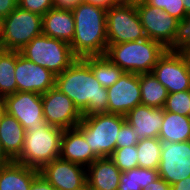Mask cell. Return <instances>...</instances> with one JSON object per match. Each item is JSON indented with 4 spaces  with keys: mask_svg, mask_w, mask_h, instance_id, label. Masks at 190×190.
Returning a JSON list of instances; mask_svg holds the SVG:
<instances>
[{
    "mask_svg": "<svg viewBox=\"0 0 190 190\" xmlns=\"http://www.w3.org/2000/svg\"><path fill=\"white\" fill-rule=\"evenodd\" d=\"M158 177V169L138 167L121 172L117 190H143Z\"/></svg>",
    "mask_w": 190,
    "mask_h": 190,
    "instance_id": "4316f807",
    "label": "cell"
},
{
    "mask_svg": "<svg viewBox=\"0 0 190 190\" xmlns=\"http://www.w3.org/2000/svg\"><path fill=\"white\" fill-rule=\"evenodd\" d=\"M167 49L158 41L145 38L119 44H108L105 56L124 72L151 73Z\"/></svg>",
    "mask_w": 190,
    "mask_h": 190,
    "instance_id": "3957f363",
    "label": "cell"
},
{
    "mask_svg": "<svg viewBox=\"0 0 190 190\" xmlns=\"http://www.w3.org/2000/svg\"><path fill=\"white\" fill-rule=\"evenodd\" d=\"M164 108L137 105L126 115V122L137 132L139 140L158 138L163 123Z\"/></svg>",
    "mask_w": 190,
    "mask_h": 190,
    "instance_id": "e0dca14e",
    "label": "cell"
},
{
    "mask_svg": "<svg viewBox=\"0 0 190 190\" xmlns=\"http://www.w3.org/2000/svg\"><path fill=\"white\" fill-rule=\"evenodd\" d=\"M143 190H172L171 185L164 179L158 177L153 182L149 183Z\"/></svg>",
    "mask_w": 190,
    "mask_h": 190,
    "instance_id": "8d00e7d4",
    "label": "cell"
},
{
    "mask_svg": "<svg viewBox=\"0 0 190 190\" xmlns=\"http://www.w3.org/2000/svg\"><path fill=\"white\" fill-rule=\"evenodd\" d=\"M83 0H54L55 7L72 9Z\"/></svg>",
    "mask_w": 190,
    "mask_h": 190,
    "instance_id": "74e56055",
    "label": "cell"
},
{
    "mask_svg": "<svg viewBox=\"0 0 190 190\" xmlns=\"http://www.w3.org/2000/svg\"><path fill=\"white\" fill-rule=\"evenodd\" d=\"M190 45V14L178 23L177 33L174 42L167 48L172 52H181Z\"/></svg>",
    "mask_w": 190,
    "mask_h": 190,
    "instance_id": "4dcf8cb0",
    "label": "cell"
},
{
    "mask_svg": "<svg viewBox=\"0 0 190 190\" xmlns=\"http://www.w3.org/2000/svg\"><path fill=\"white\" fill-rule=\"evenodd\" d=\"M75 20L70 8L53 7L42 16V33L48 37L71 43Z\"/></svg>",
    "mask_w": 190,
    "mask_h": 190,
    "instance_id": "d6986e66",
    "label": "cell"
},
{
    "mask_svg": "<svg viewBox=\"0 0 190 190\" xmlns=\"http://www.w3.org/2000/svg\"><path fill=\"white\" fill-rule=\"evenodd\" d=\"M60 158L88 167L98 157L92 152L83 136V130L77 125L63 131Z\"/></svg>",
    "mask_w": 190,
    "mask_h": 190,
    "instance_id": "ac0fdd59",
    "label": "cell"
},
{
    "mask_svg": "<svg viewBox=\"0 0 190 190\" xmlns=\"http://www.w3.org/2000/svg\"><path fill=\"white\" fill-rule=\"evenodd\" d=\"M164 110L188 116L190 113V90L169 93Z\"/></svg>",
    "mask_w": 190,
    "mask_h": 190,
    "instance_id": "f546056e",
    "label": "cell"
},
{
    "mask_svg": "<svg viewBox=\"0 0 190 190\" xmlns=\"http://www.w3.org/2000/svg\"><path fill=\"white\" fill-rule=\"evenodd\" d=\"M181 53L184 55L185 59L187 60L190 69V45H188L185 49H183Z\"/></svg>",
    "mask_w": 190,
    "mask_h": 190,
    "instance_id": "b9f144b4",
    "label": "cell"
},
{
    "mask_svg": "<svg viewBox=\"0 0 190 190\" xmlns=\"http://www.w3.org/2000/svg\"><path fill=\"white\" fill-rule=\"evenodd\" d=\"M116 4L120 3H135L137 0H113Z\"/></svg>",
    "mask_w": 190,
    "mask_h": 190,
    "instance_id": "f6af8a7d",
    "label": "cell"
},
{
    "mask_svg": "<svg viewBox=\"0 0 190 190\" xmlns=\"http://www.w3.org/2000/svg\"><path fill=\"white\" fill-rule=\"evenodd\" d=\"M40 34L42 16L19 6L0 21V43L5 50L20 51Z\"/></svg>",
    "mask_w": 190,
    "mask_h": 190,
    "instance_id": "52a82bcc",
    "label": "cell"
},
{
    "mask_svg": "<svg viewBox=\"0 0 190 190\" xmlns=\"http://www.w3.org/2000/svg\"><path fill=\"white\" fill-rule=\"evenodd\" d=\"M137 147L126 146L116 148L110 155V159L119 168L121 172H125L134 168H138Z\"/></svg>",
    "mask_w": 190,
    "mask_h": 190,
    "instance_id": "f1b7e54d",
    "label": "cell"
},
{
    "mask_svg": "<svg viewBox=\"0 0 190 190\" xmlns=\"http://www.w3.org/2000/svg\"><path fill=\"white\" fill-rule=\"evenodd\" d=\"M30 190H56L42 174H38L30 187Z\"/></svg>",
    "mask_w": 190,
    "mask_h": 190,
    "instance_id": "e575fe53",
    "label": "cell"
},
{
    "mask_svg": "<svg viewBox=\"0 0 190 190\" xmlns=\"http://www.w3.org/2000/svg\"><path fill=\"white\" fill-rule=\"evenodd\" d=\"M163 142L159 138H145L137 143L138 167L158 169Z\"/></svg>",
    "mask_w": 190,
    "mask_h": 190,
    "instance_id": "83f0119b",
    "label": "cell"
},
{
    "mask_svg": "<svg viewBox=\"0 0 190 190\" xmlns=\"http://www.w3.org/2000/svg\"><path fill=\"white\" fill-rule=\"evenodd\" d=\"M4 99L6 112L16 118L25 131H36L46 124L43 116L42 94L17 91Z\"/></svg>",
    "mask_w": 190,
    "mask_h": 190,
    "instance_id": "7c38bea8",
    "label": "cell"
},
{
    "mask_svg": "<svg viewBox=\"0 0 190 190\" xmlns=\"http://www.w3.org/2000/svg\"><path fill=\"white\" fill-rule=\"evenodd\" d=\"M146 4L164 10L171 17L181 21L187 15L183 0H143Z\"/></svg>",
    "mask_w": 190,
    "mask_h": 190,
    "instance_id": "1f68e13d",
    "label": "cell"
},
{
    "mask_svg": "<svg viewBox=\"0 0 190 190\" xmlns=\"http://www.w3.org/2000/svg\"><path fill=\"white\" fill-rule=\"evenodd\" d=\"M17 51L0 50V97L12 95L17 92L15 79V65Z\"/></svg>",
    "mask_w": 190,
    "mask_h": 190,
    "instance_id": "484cf974",
    "label": "cell"
},
{
    "mask_svg": "<svg viewBox=\"0 0 190 190\" xmlns=\"http://www.w3.org/2000/svg\"><path fill=\"white\" fill-rule=\"evenodd\" d=\"M136 10L146 37L160 42L167 49L174 42L179 20L143 0L136 1Z\"/></svg>",
    "mask_w": 190,
    "mask_h": 190,
    "instance_id": "9c48e42d",
    "label": "cell"
},
{
    "mask_svg": "<svg viewBox=\"0 0 190 190\" xmlns=\"http://www.w3.org/2000/svg\"><path fill=\"white\" fill-rule=\"evenodd\" d=\"M87 188L90 190H117L121 171L110 157L97 158L86 169Z\"/></svg>",
    "mask_w": 190,
    "mask_h": 190,
    "instance_id": "ffe728a7",
    "label": "cell"
},
{
    "mask_svg": "<svg viewBox=\"0 0 190 190\" xmlns=\"http://www.w3.org/2000/svg\"><path fill=\"white\" fill-rule=\"evenodd\" d=\"M126 122L121 114L102 113L82 116L78 126L92 152L98 158L110 157L116 149V138Z\"/></svg>",
    "mask_w": 190,
    "mask_h": 190,
    "instance_id": "5b68a950",
    "label": "cell"
},
{
    "mask_svg": "<svg viewBox=\"0 0 190 190\" xmlns=\"http://www.w3.org/2000/svg\"><path fill=\"white\" fill-rule=\"evenodd\" d=\"M83 2L90 3L96 6L108 9L112 5L116 4L113 0H83Z\"/></svg>",
    "mask_w": 190,
    "mask_h": 190,
    "instance_id": "ab89813d",
    "label": "cell"
},
{
    "mask_svg": "<svg viewBox=\"0 0 190 190\" xmlns=\"http://www.w3.org/2000/svg\"><path fill=\"white\" fill-rule=\"evenodd\" d=\"M141 104L153 108H164L168 90L153 73L140 74Z\"/></svg>",
    "mask_w": 190,
    "mask_h": 190,
    "instance_id": "d4e9b609",
    "label": "cell"
},
{
    "mask_svg": "<svg viewBox=\"0 0 190 190\" xmlns=\"http://www.w3.org/2000/svg\"><path fill=\"white\" fill-rule=\"evenodd\" d=\"M18 6L41 16L55 7L54 0H18Z\"/></svg>",
    "mask_w": 190,
    "mask_h": 190,
    "instance_id": "d6a6232c",
    "label": "cell"
},
{
    "mask_svg": "<svg viewBox=\"0 0 190 190\" xmlns=\"http://www.w3.org/2000/svg\"><path fill=\"white\" fill-rule=\"evenodd\" d=\"M83 167L59 157L39 171L56 190H84L87 188V170Z\"/></svg>",
    "mask_w": 190,
    "mask_h": 190,
    "instance_id": "5bb4252c",
    "label": "cell"
},
{
    "mask_svg": "<svg viewBox=\"0 0 190 190\" xmlns=\"http://www.w3.org/2000/svg\"><path fill=\"white\" fill-rule=\"evenodd\" d=\"M158 138L162 142L190 141V117L164 110Z\"/></svg>",
    "mask_w": 190,
    "mask_h": 190,
    "instance_id": "603a6c76",
    "label": "cell"
},
{
    "mask_svg": "<svg viewBox=\"0 0 190 190\" xmlns=\"http://www.w3.org/2000/svg\"><path fill=\"white\" fill-rule=\"evenodd\" d=\"M158 175L170 185L190 176V141L163 142Z\"/></svg>",
    "mask_w": 190,
    "mask_h": 190,
    "instance_id": "4fadbf2b",
    "label": "cell"
},
{
    "mask_svg": "<svg viewBox=\"0 0 190 190\" xmlns=\"http://www.w3.org/2000/svg\"><path fill=\"white\" fill-rule=\"evenodd\" d=\"M10 162H11V160L4 153L1 143H0V167L5 166V165L9 164Z\"/></svg>",
    "mask_w": 190,
    "mask_h": 190,
    "instance_id": "60d3db41",
    "label": "cell"
},
{
    "mask_svg": "<svg viewBox=\"0 0 190 190\" xmlns=\"http://www.w3.org/2000/svg\"><path fill=\"white\" fill-rule=\"evenodd\" d=\"M71 10L75 20L74 38L70 43L73 54L77 58L105 55L107 9L82 1Z\"/></svg>",
    "mask_w": 190,
    "mask_h": 190,
    "instance_id": "7a4b0ae2",
    "label": "cell"
},
{
    "mask_svg": "<svg viewBox=\"0 0 190 190\" xmlns=\"http://www.w3.org/2000/svg\"><path fill=\"white\" fill-rule=\"evenodd\" d=\"M39 170L11 161L0 167V190H30Z\"/></svg>",
    "mask_w": 190,
    "mask_h": 190,
    "instance_id": "7402d4cb",
    "label": "cell"
},
{
    "mask_svg": "<svg viewBox=\"0 0 190 190\" xmlns=\"http://www.w3.org/2000/svg\"><path fill=\"white\" fill-rule=\"evenodd\" d=\"M186 14H190V0H183Z\"/></svg>",
    "mask_w": 190,
    "mask_h": 190,
    "instance_id": "ee69618b",
    "label": "cell"
},
{
    "mask_svg": "<svg viewBox=\"0 0 190 190\" xmlns=\"http://www.w3.org/2000/svg\"><path fill=\"white\" fill-rule=\"evenodd\" d=\"M43 116L47 124L66 130L76 127L82 114L73 101L56 87L42 94Z\"/></svg>",
    "mask_w": 190,
    "mask_h": 190,
    "instance_id": "8fae6325",
    "label": "cell"
},
{
    "mask_svg": "<svg viewBox=\"0 0 190 190\" xmlns=\"http://www.w3.org/2000/svg\"><path fill=\"white\" fill-rule=\"evenodd\" d=\"M139 142L138 134L127 122L119 130V136L116 138V148L126 146H135Z\"/></svg>",
    "mask_w": 190,
    "mask_h": 190,
    "instance_id": "836d02e7",
    "label": "cell"
},
{
    "mask_svg": "<svg viewBox=\"0 0 190 190\" xmlns=\"http://www.w3.org/2000/svg\"><path fill=\"white\" fill-rule=\"evenodd\" d=\"M19 52L55 75L61 74L77 59L69 43L43 33L33 38Z\"/></svg>",
    "mask_w": 190,
    "mask_h": 190,
    "instance_id": "8992f818",
    "label": "cell"
},
{
    "mask_svg": "<svg viewBox=\"0 0 190 190\" xmlns=\"http://www.w3.org/2000/svg\"><path fill=\"white\" fill-rule=\"evenodd\" d=\"M63 131L47 123L39 130H26L22 151L14 161L41 170L60 157Z\"/></svg>",
    "mask_w": 190,
    "mask_h": 190,
    "instance_id": "277c9868",
    "label": "cell"
},
{
    "mask_svg": "<svg viewBox=\"0 0 190 190\" xmlns=\"http://www.w3.org/2000/svg\"><path fill=\"white\" fill-rule=\"evenodd\" d=\"M25 129L20 122L7 112L0 120V143L7 157L14 161L21 153Z\"/></svg>",
    "mask_w": 190,
    "mask_h": 190,
    "instance_id": "44dd1931",
    "label": "cell"
},
{
    "mask_svg": "<svg viewBox=\"0 0 190 190\" xmlns=\"http://www.w3.org/2000/svg\"><path fill=\"white\" fill-rule=\"evenodd\" d=\"M108 44L136 41L147 38L135 3L114 4L106 10Z\"/></svg>",
    "mask_w": 190,
    "mask_h": 190,
    "instance_id": "ba28073f",
    "label": "cell"
},
{
    "mask_svg": "<svg viewBox=\"0 0 190 190\" xmlns=\"http://www.w3.org/2000/svg\"><path fill=\"white\" fill-rule=\"evenodd\" d=\"M18 6V0H0V21Z\"/></svg>",
    "mask_w": 190,
    "mask_h": 190,
    "instance_id": "d590c367",
    "label": "cell"
},
{
    "mask_svg": "<svg viewBox=\"0 0 190 190\" xmlns=\"http://www.w3.org/2000/svg\"><path fill=\"white\" fill-rule=\"evenodd\" d=\"M5 113H6L5 99L3 97H0V120L2 119Z\"/></svg>",
    "mask_w": 190,
    "mask_h": 190,
    "instance_id": "7bdbcfd3",
    "label": "cell"
},
{
    "mask_svg": "<svg viewBox=\"0 0 190 190\" xmlns=\"http://www.w3.org/2000/svg\"><path fill=\"white\" fill-rule=\"evenodd\" d=\"M55 87L73 101L82 116L108 113L107 88L102 87L81 58L56 75Z\"/></svg>",
    "mask_w": 190,
    "mask_h": 190,
    "instance_id": "6da1fadb",
    "label": "cell"
},
{
    "mask_svg": "<svg viewBox=\"0 0 190 190\" xmlns=\"http://www.w3.org/2000/svg\"><path fill=\"white\" fill-rule=\"evenodd\" d=\"M108 113L126 115L141 104L140 74L124 72L107 88Z\"/></svg>",
    "mask_w": 190,
    "mask_h": 190,
    "instance_id": "9a60e30c",
    "label": "cell"
},
{
    "mask_svg": "<svg viewBox=\"0 0 190 190\" xmlns=\"http://www.w3.org/2000/svg\"><path fill=\"white\" fill-rule=\"evenodd\" d=\"M55 77L50 70L29 61L17 51L15 65L17 91L44 94L55 87Z\"/></svg>",
    "mask_w": 190,
    "mask_h": 190,
    "instance_id": "2e32d148",
    "label": "cell"
},
{
    "mask_svg": "<svg viewBox=\"0 0 190 190\" xmlns=\"http://www.w3.org/2000/svg\"><path fill=\"white\" fill-rule=\"evenodd\" d=\"M81 59L91 68L94 77L105 88L112 86L124 73L119 66L113 64L105 55L87 56Z\"/></svg>",
    "mask_w": 190,
    "mask_h": 190,
    "instance_id": "cb8c5ba5",
    "label": "cell"
},
{
    "mask_svg": "<svg viewBox=\"0 0 190 190\" xmlns=\"http://www.w3.org/2000/svg\"><path fill=\"white\" fill-rule=\"evenodd\" d=\"M172 190H190V176L171 185Z\"/></svg>",
    "mask_w": 190,
    "mask_h": 190,
    "instance_id": "f35d334b",
    "label": "cell"
},
{
    "mask_svg": "<svg viewBox=\"0 0 190 190\" xmlns=\"http://www.w3.org/2000/svg\"><path fill=\"white\" fill-rule=\"evenodd\" d=\"M168 93L190 90V69L181 52L166 50L152 70Z\"/></svg>",
    "mask_w": 190,
    "mask_h": 190,
    "instance_id": "30bf717a",
    "label": "cell"
}]
</instances>
